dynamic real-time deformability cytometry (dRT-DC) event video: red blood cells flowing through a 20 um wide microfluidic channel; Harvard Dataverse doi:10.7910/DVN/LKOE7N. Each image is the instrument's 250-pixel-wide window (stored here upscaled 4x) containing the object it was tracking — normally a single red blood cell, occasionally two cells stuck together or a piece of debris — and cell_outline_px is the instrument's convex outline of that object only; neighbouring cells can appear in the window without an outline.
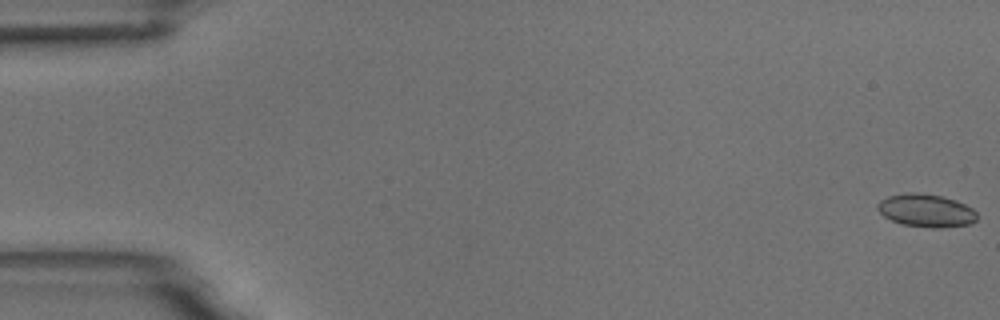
{"species": "common noctule bat (a hibernating species)", "species_latin": "Nyctalus noctula", "temperature_condition": "room temperature", "stored_images_in_passage": 55, "camera_frame_rate_fps": 3000, "um_per_image_px": 0.085, "animal": {"sex": "male", "body_mass_g": 18.8}, "frame": {"image": 1, "passage_image": 1, "time_ms": 0.0, "image_size_px": [1000, 320], "cell_outline_px": [[976, 220], [972, 224], [940, 228], [932, 228], [900, 224], [884, 216], [876, 208], [876, 204], [880, 200], [888, 196], [912, 192], [940, 196], [956, 200], [972, 208], [976, 212]], "centroid_in_image_um": [78.71, 17.91], "position_along_channel_um": 6.3, "area_um2": 19.07}}
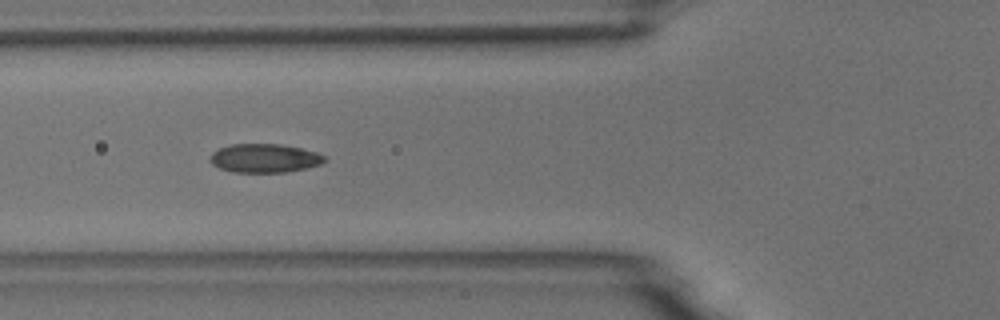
{"frame": {"image": 2, "passage_image": 21, "time_ms": 6.667, "image_size_px": [1000, 320], "cell_outline_px": [[328, 160], [320, 164], [304, 168], [284, 172], [232, 172], [220, 168], [212, 164], [208, 160], [212, 152], [220, 148], [232, 144], [280, 144], [300, 148], [316, 152], [324, 156]], "centroid_in_image_um": [22.46, 13.44], "position_along_channel_um": 103.3, "area_um2": 19.07}}
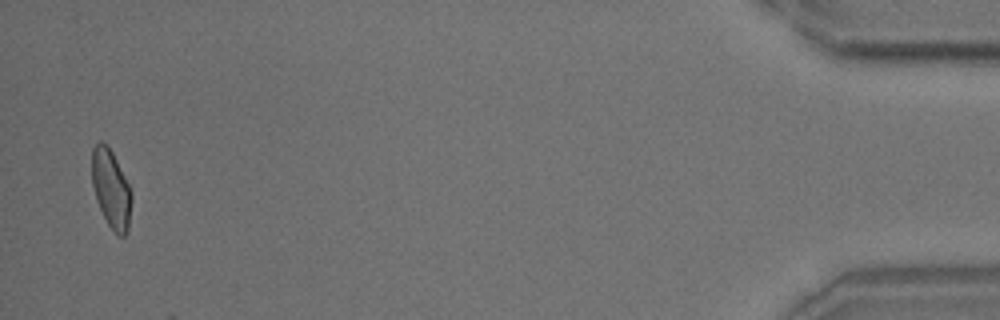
{"frame": {"image": 3, "passage_image": 54, "time_ms": 17.667, "image_size_px": [1000, 320], "cell_outline_px": [[132, 200], [128, 232], [124, 236], [116, 236], [108, 224], [96, 200], [92, 184], [92, 148], [100, 140], [108, 144], [132, 192]], "centroid_in_image_um": [9.45, 16.07], "position_along_channel_um": 425.8, "area_um2": 18.21}, "authors_computed_cell_mechanics": {"area_um2": 18.9006, "velocity_mm_per_s": 3.7215, "shape_relaxation_time_tau1_ms": 4.1307, "shape_relaxation_time_tau2_ms": 1.5354, "deformation_change_tau1": 0.1106, "deformation_change_tau2": 0.0639}}